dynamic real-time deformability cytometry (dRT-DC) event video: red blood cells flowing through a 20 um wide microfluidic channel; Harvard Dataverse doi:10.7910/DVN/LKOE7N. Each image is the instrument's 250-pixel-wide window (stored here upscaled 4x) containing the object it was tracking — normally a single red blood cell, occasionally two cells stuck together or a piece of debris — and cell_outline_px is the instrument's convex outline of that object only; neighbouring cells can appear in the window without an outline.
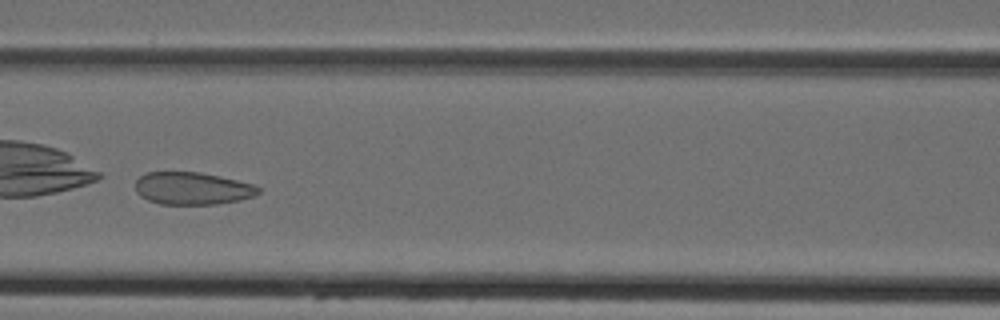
{"species": "Egyptian fruit bat (a non-hibernating species)", "species_latin": "Rousettus aegyptiacus", "temperature_condition": "cold", "stored_images_in_passage": 6, "camera_frame_rate_fps": 3000, "um_per_image_px": 0.085, "animal": {"sex": "female"}, "frame": {"image": 1, "passage_image": 6, "time_ms": 6.667, "image_size_px": [1000, 320], "cell_outline_px": [[260, 192], [256, 196], [240, 200], [216, 204], [160, 204], [148, 200], [140, 196], [136, 192], [136, 180], [140, 176], [148, 172], [200, 172], [220, 176], [252, 184], [260, 188]], "centroid_in_image_um": [16.36, 16.02], "position_along_channel_um": 150.2, "area_um2": 23.29}}